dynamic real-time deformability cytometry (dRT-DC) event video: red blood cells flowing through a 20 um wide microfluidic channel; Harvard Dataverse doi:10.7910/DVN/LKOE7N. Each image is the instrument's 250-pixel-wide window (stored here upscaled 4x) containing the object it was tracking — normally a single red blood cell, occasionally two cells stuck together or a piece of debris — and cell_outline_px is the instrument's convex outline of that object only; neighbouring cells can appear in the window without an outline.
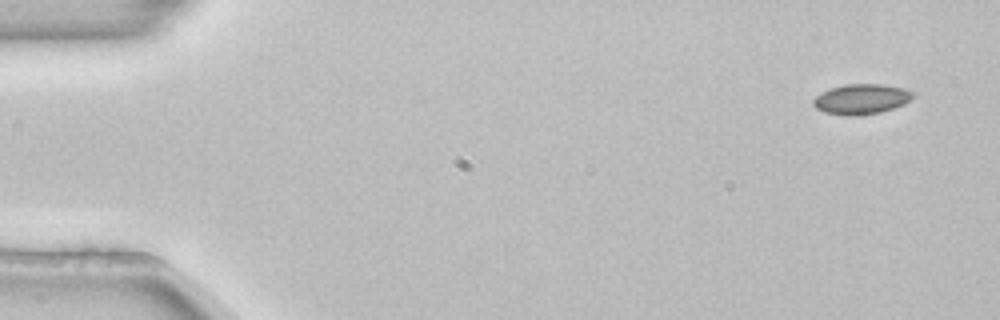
{"species": "common noctule bat (a hibernating species)", "species_latin": "Nyctalus noctula", "temperature_condition": "room temperature", "stored_images_in_passage": 4, "camera_frame_rate_fps": 3000, "um_per_image_px": 0.085, "animal": {"sex": "female", "body_mass_g": 22.7, "forearm_length_mm": 54.2}, "frame": {"image": 1, "passage_image": 1, "time_ms": 0.0, "image_size_px": [1000, 320], "cell_outline_px": [[916, 96], [904, 104], [880, 112], [852, 116], [848, 116], [824, 112], [816, 108], [812, 104], [812, 100], [820, 92], [828, 88], [844, 84], [884, 84], [904, 88], [916, 92]], "centroid_in_image_um": [73.22, 8.4], "position_along_channel_um": 11.8, "area_um2": 17.8}}
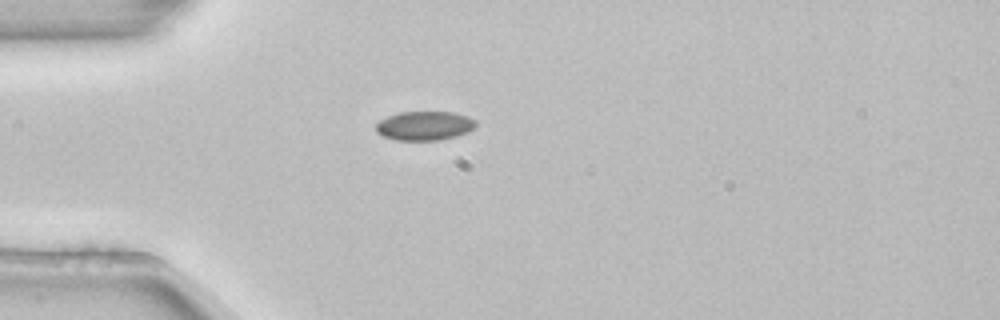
{"frame": {"image": 2, "passage_image": 4, "time_ms": 1.0, "image_size_px": [1000, 320], "cell_outline_px": [[476, 128], [468, 132], [456, 136], [440, 140], [396, 140], [384, 136], [376, 132], [376, 124], [380, 120], [388, 116], [400, 112], [452, 112], [468, 116], [476, 120]], "centroid_in_image_um": [36.12, 10.69], "position_along_channel_um": 48.9, "area_um2": 16.99}}